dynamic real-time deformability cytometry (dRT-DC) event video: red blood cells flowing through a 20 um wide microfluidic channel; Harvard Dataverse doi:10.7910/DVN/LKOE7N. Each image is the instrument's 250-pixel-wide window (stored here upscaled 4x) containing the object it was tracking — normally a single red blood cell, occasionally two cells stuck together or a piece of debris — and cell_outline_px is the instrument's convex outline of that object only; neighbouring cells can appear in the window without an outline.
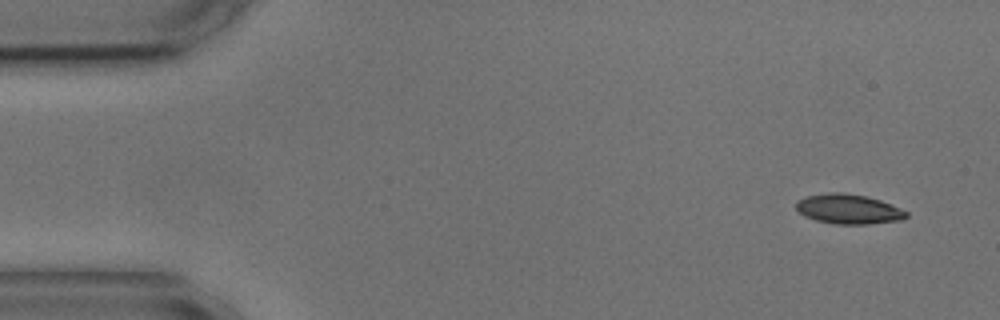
{"species": "common noctule bat (a hibernating species)", "species_latin": "Nyctalus noctula", "temperature_condition": "cold", "stored_images_in_passage": 5, "camera_frame_rate_fps": 3000, "um_per_image_px": 0.085, "animal": {"sex": "male", "body_mass_g": 17.9, "forearm_length_mm": 54.2}, "frame": {"image": 1, "passage_image": 1, "time_ms": 0.0, "image_size_px": [1000, 320], "cell_outline_px": [[908, 216], [900, 220], [868, 224], [836, 224], [816, 220], [804, 216], [796, 208], [796, 200], [808, 196], [828, 192], [844, 192], [864, 196], [880, 200], [900, 208], [908, 212]], "centroid_in_image_um": [72.11, 17.77], "position_along_channel_um": 12.9, "area_um2": 19.02}}
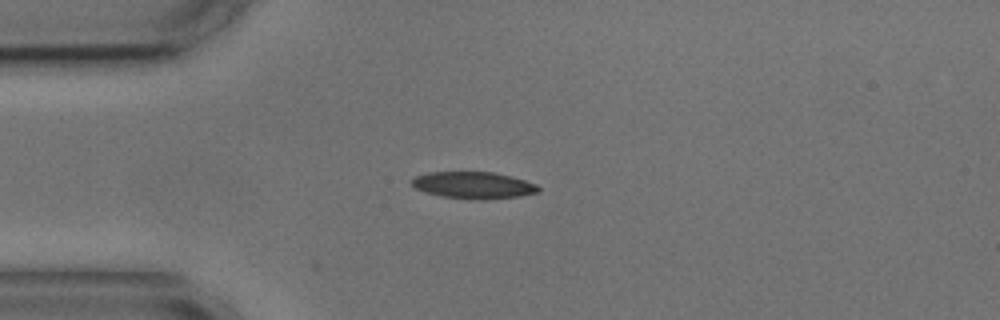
{"frame": {"image": 2, "passage_image": 4, "time_ms": 3.333, "image_size_px": [1000, 320], "cell_outline_px": [[540, 192], [520, 196], [484, 200], [444, 196], [428, 192], [416, 188], [412, 184], [412, 180], [416, 176], [428, 172], [492, 172], [524, 180], [536, 184], [540, 188]], "centroid_in_image_um": [40.29, 15.74], "position_along_channel_um": 44.7, "area_um2": 19.42}}
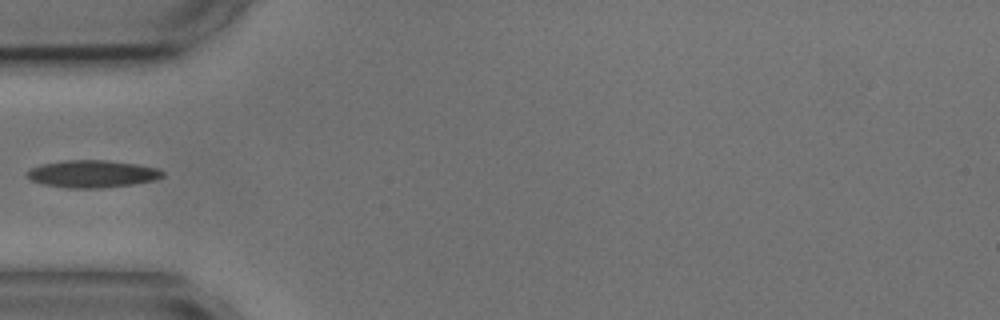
{"frame": {"image": 3, "passage_image": 5, "time_ms": 4.667, "image_size_px": [1000, 320], "cell_outline_px": [[164, 176], [156, 180], [132, 184], [100, 188], [64, 188], [44, 184], [28, 180], [24, 176], [32, 168], [40, 164], [64, 160], [108, 160], [136, 164], [156, 168], [164, 172]], "centroid_in_image_um": [7.81, 14.78], "position_along_channel_um": 77.2, "area_um2": 21.73}}